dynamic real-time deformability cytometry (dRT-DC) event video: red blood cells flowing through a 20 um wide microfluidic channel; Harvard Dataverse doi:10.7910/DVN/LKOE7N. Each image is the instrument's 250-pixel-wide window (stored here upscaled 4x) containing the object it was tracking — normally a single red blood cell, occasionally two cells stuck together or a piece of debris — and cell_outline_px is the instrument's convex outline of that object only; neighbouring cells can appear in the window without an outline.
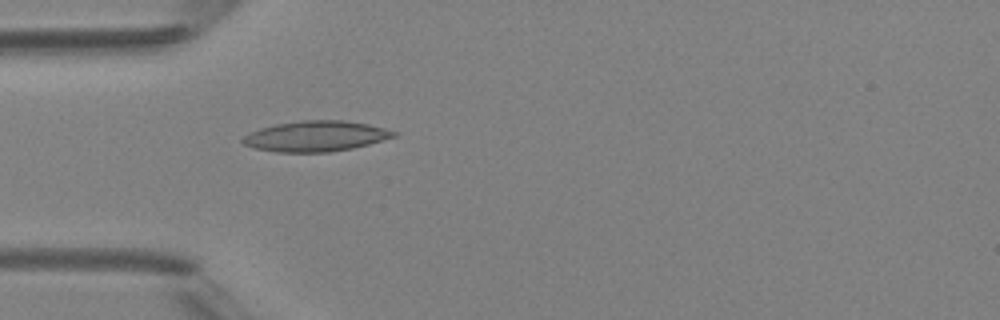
{"species": "Egyptian fruit bat (a non-hibernating species)", "species_latin": "Rousettus aegyptiacus", "temperature_condition": "room temperature", "stored_images_in_passage": 1, "camera_frame_rate_fps": 3000, "um_per_image_px": 0.085, "animal": {"sex": "female"}, "frame": {"image": 1, "passage_image": 1, "time_ms": 0.0, "image_size_px": [1000, 320], "cell_outline_px": [[396, 136], [368, 144], [352, 148], [328, 152], [276, 152], [256, 148], [244, 144], [240, 140], [248, 132], [260, 128], [276, 124], [300, 120], [344, 120], [368, 124], [384, 128], [396, 132]], "centroid_in_image_um": [26.81, 11.57], "position_along_channel_um": 58.2, "area_um2": 26.76}}